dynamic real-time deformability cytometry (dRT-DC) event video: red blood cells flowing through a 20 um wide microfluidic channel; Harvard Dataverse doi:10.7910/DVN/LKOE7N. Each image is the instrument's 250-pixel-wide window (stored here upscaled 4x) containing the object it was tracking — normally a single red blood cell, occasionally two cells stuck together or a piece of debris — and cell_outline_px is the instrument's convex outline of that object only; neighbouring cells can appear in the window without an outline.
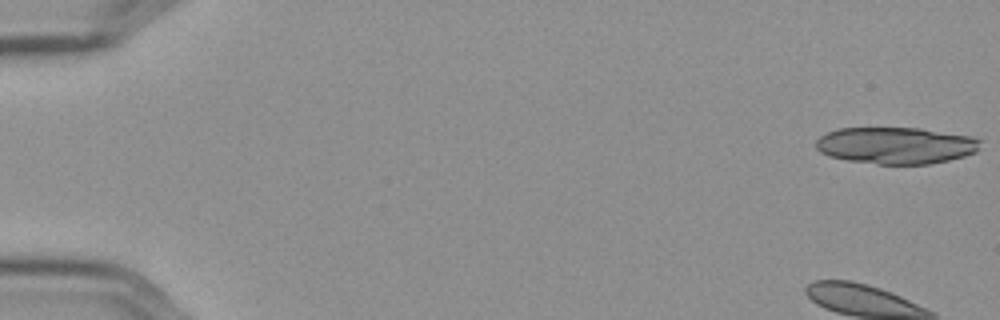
{"species": "Egyptian fruit bat (a non-hibernating species)", "species_latin": "Rousettus aegyptiacus", "temperature_condition": "cold", "stored_images_in_passage": 19, "camera_frame_rate_fps": 3000, "um_per_image_px": 0.085, "frame": {"image": 1, "passage_image": 1, "time_ms": 0.0, "image_size_px": [1000, 320], "cell_outline_px": [[980, 140], [976, 152], [964, 156], [948, 160], [928, 164], [876, 164], [848, 160], [828, 156], [820, 152], [816, 148], [816, 140], [820, 136], [828, 132], [840, 128], [920, 128], [972, 136]], "centroid_in_image_um": [76.13, 12.36], "position_along_channel_um": 8.9, "area_um2": 35.14}}